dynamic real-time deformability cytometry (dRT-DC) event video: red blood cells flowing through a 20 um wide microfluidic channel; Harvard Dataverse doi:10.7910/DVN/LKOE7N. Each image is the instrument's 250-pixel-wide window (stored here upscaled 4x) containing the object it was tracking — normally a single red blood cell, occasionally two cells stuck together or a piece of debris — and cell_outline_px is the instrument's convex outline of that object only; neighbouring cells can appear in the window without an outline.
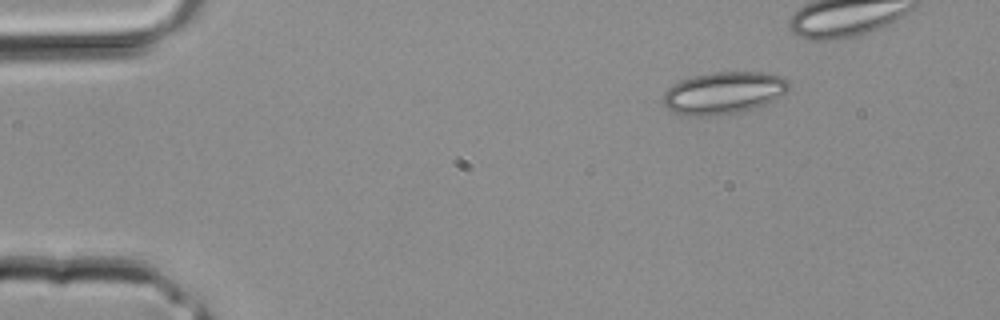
{"species": "common noctule bat (a hibernating species)", "species_latin": "Nyctalus noctula", "temperature_condition": "room temperature", "stored_images_in_passage": 2, "camera_frame_rate_fps": 3000, "um_per_image_px": 0.085, "animal": {"sex": "male", "body_mass_g": 20.4}, "frame": {"image": 1, "passage_image": 1, "time_ms": 0.0, "image_size_px": [1000, 320], "cell_outline_px": [[792, 84], [784, 92], [772, 100], [764, 104], [740, 112], [704, 116], [688, 116], [676, 112], [668, 108], [664, 104], [664, 92], [672, 84], [680, 80], [692, 76], [712, 72], [764, 72], [784, 76]], "centroid_in_image_um": [61.51, 7.87], "position_along_channel_um": 23.5, "area_um2": 30.75}}